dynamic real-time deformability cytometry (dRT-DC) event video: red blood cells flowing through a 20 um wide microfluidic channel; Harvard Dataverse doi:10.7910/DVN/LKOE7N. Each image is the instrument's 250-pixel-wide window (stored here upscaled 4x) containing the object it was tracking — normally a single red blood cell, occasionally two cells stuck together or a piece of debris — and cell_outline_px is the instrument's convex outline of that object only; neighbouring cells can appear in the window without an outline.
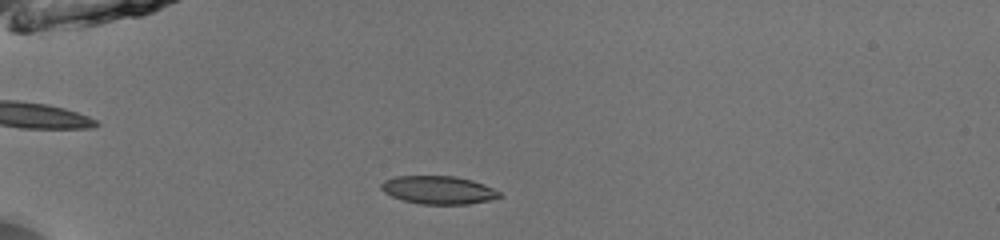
{"species": "common noctule bat (a hibernating species)", "species_latin": "Nyctalus noctula", "temperature_condition": "room temperature", "stored_images_in_passage": 52, "camera_frame_rate_fps": 3000, "um_per_image_px": 0.085, "animal": {"sex": "male", "body_mass_g": 13.0, "forearm_length_mm": 53.1}, "frame": {"image": 1, "passage_image": 16, "time_ms": 5.0, "image_size_px": [1000, 240], "cell_outline_px": [[504, 196], [488, 200], [468, 204], [420, 204], [404, 200], [392, 196], [384, 192], [380, 188], [380, 184], [384, 180], [396, 176], [456, 176], [472, 180], [484, 184], [500, 192]], "centroid_in_image_um": [37.26, 16.14], "position_along_channel_um": 47.7, "area_um2": 19.36}}
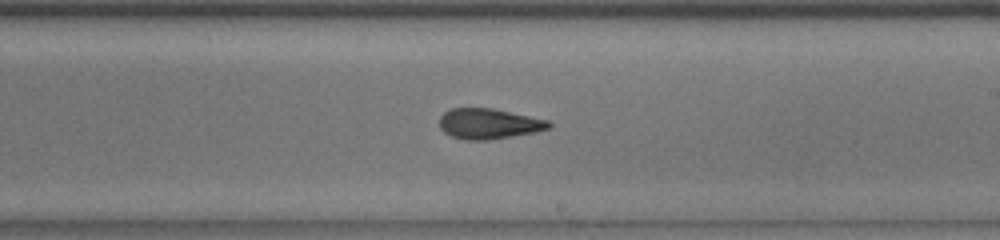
{"frame": {"image": 2, "passage_image": 33, "time_ms": 10.667, "image_size_px": [1000, 240], "cell_outline_px": [[552, 128], [536, 132], [488, 140], [464, 140], [452, 136], [444, 132], [440, 128], [440, 116], [444, 112], [452, 108], [492, 108], [552, 120]], "centroid_in_image_um": [41.6, 10.51], "position_along_channel_um": 247.4, "area_um2": 19.65}}
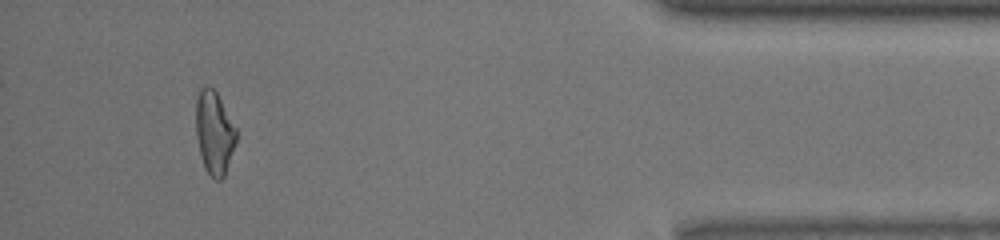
{"frame": {"image": 3, "passage_image": 49, "time_ms": 16.0, "image_size_px": [1000, 240], "cell_outline_px": [[236, 144], [224, 176], [220, 180], [216, 180], [204, 168], [196, 136], [196, 100], [200, 88], [204, 84], [212, 88], [216, 92], [236, 128]], "centroid_in_image_um": [18.21, 11.27], "position_along_channel_um": 417.0, "area_um2": 19.42}, "authors_computed_cell_mechanics": {"area_um2": 19.5942, "velocity_mm_per_s": 4.0167, "shape_relaxation_time_tau1_ms": 4.6854, "shape_relaxation_time_tau2_ms": 2.2461, "deformation_change_tau1": 0.1677, "deformation_change_tau2": 0.0881}}